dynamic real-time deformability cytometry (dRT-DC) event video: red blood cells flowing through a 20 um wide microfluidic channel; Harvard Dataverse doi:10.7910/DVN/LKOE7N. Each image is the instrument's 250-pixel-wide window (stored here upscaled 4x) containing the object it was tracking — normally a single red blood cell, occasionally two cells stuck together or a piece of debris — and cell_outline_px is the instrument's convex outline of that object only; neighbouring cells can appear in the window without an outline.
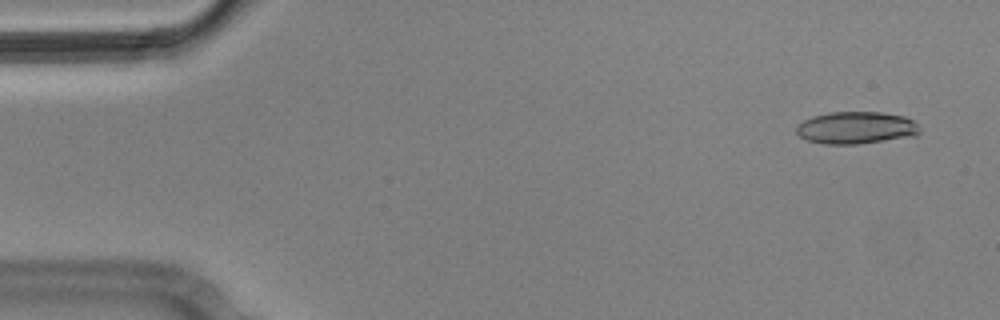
{"species": "Egyptian fruit bat (a non-hibernating species)", "species_latin": "Rousettus aegyptiacus", "temperature_condition": "cold", "stored_images_in_passage": 4, "camera_frame_rate_fps": 3000, "um_per_image_px": 0.085, "animal": {"sex": "male"}, "frame": {"image": 1, "passage_image": 1, "time_ms": 0.0, "image_size_px": [1000, 320], "cell_outline_px": [[920, 132], [916, 136], [856, 144], [824, 144], [808, 140], [800, 136], [796, 132], [796, 128], [804, 120], [812, 116], [828, 112], [884, 112], [904, 116], [912, 120], [920, 128]], "centroid_in_image_um": [72.79, 10.85], "position_along_channel_um": 12.2, "area_um2": 23.18}}
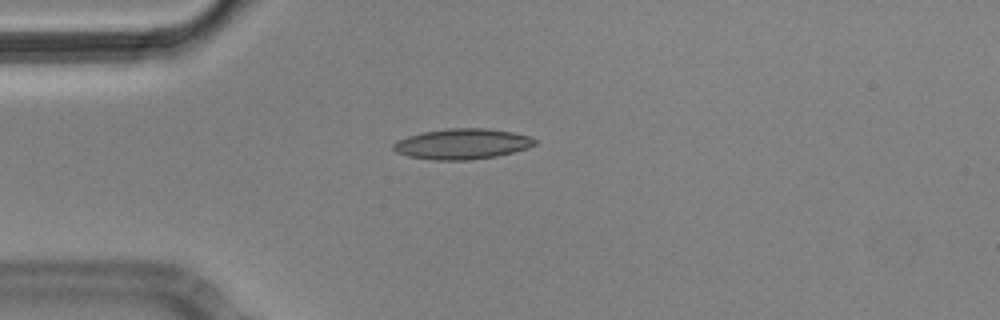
{"frame": {"image": 2, "passage_image": 4, "time_ms": 1.0, "image_size_px": [1000, 320], "cell_outline_px": [[536, 144], [528, 148], [496, 156], [472, 160], [432, 160], [408, 156], [396, 152], [392, 148], [392, 144], [396, 140], [408, 136], [424, 132], [448, 128], [484, 128], [512, 132], [528, 136], [536, 140]], "centroid_in_image_um": [39.25, 12.24], "position_along_channel_um": 45.7, "area_um2": 25.14}}